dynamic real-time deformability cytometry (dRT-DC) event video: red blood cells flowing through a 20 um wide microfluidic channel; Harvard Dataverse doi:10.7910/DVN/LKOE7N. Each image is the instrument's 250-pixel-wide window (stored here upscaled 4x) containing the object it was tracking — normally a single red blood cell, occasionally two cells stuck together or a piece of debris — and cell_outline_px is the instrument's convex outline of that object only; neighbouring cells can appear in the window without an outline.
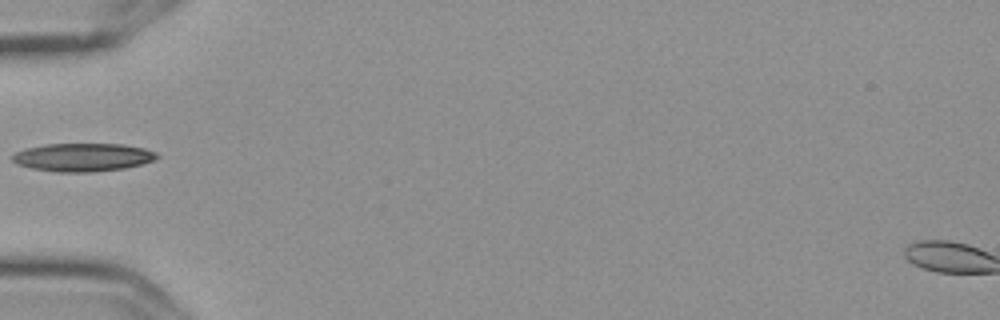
{"species": "Egyptian fruit bat (a non-hibernating species)", "species_latin": "Rousettus aegyptiacus", "temperature_condition": "cold", "stored_images_in_passage": 3, "camera_frame_rate_fps": 3000, "um_per_image_px": 0.085, "frame": {"image": 1, "passage_image": 3, "time_ms": 0.667, "image_size_px": [1000, 320], "cell_outline_px": [[160, 156], [152, 160], [140, 164], [124, 168], [92, 172], [56, 172], [32, 168], [16, 164], [12, 160], [12, 156], [16, 152], [24, 148], [44, 144], [124, 144], [144, 148], [156, 152]], "centroid_in_image_um": [7.01, 13.36], "position_along_channel_um": 78.0, "area_um2": 23.76}}